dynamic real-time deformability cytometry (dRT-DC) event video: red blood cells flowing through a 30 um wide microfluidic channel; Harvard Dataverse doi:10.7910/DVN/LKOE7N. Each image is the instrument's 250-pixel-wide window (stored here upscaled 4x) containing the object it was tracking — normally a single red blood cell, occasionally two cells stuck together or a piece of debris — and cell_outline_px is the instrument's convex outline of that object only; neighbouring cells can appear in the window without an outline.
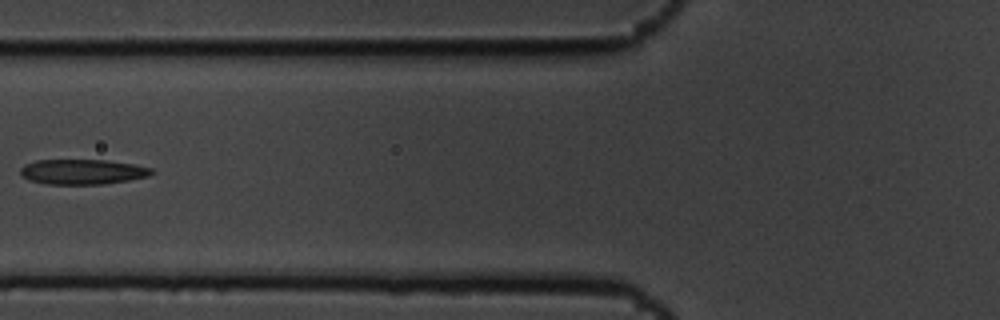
{"species": "common noctule bat (a hibernating species)", "species_latin": "Nyctalus noctula", "temperature_condition": "cold", "stored_images_in_passage": 10, "camera_frame_rate_fps": 3000, "um_per_image_px": 0.085, "animal": {"sex": "male", "body_mass_g": 19.5, "forearm_length_mm": 54.6}, "frame": {"image": 1, "passage_image": 6, "time_ms": 1.667, "image_size_px": [1000, 320], "cell_outline_px": [[156, 172], [148, 176], [128, 180], [104, 184], [44, 184], [28, 180], [20, 176], [20, 168], [24, 164], [36, 160], [108, 160], [132, 164], [152, 168]], "centroid_in_image_um": [6.97, 14.6], "position_along_channel_um": 118.8, "area_um2": 19.36}}
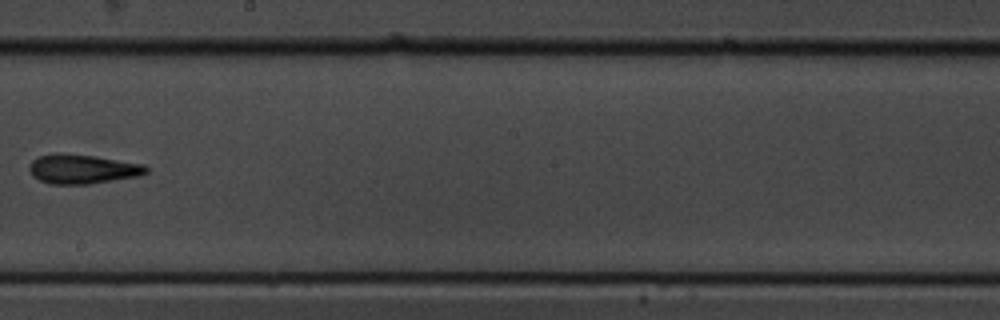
{"frame": {"image": 2, "passage_image": 9, "time_ms": 2.667, "image_size_px": [1000, 320], "cell_outline_px": [[148, 172], [140, 176], [92, 184], [48, 184], [32, 176], [28, 168], [32, 160], [40, 156], [52, 152], [60, 152], [92, 156], [144, 164], [148, 168]], "centroid_in_image_um": [6.99, 14.37], "position_along_channel_um": 241.2, "area_um2": 20.23}}
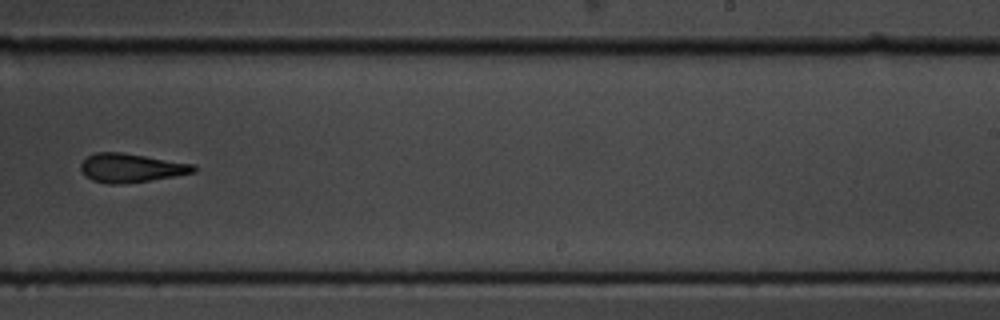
{"frame": {"image": 3, "passage_image": 10, "time_ms": 3.0, "image_size_px": [1000, 320], "cell_outline_px": [[196, 172], [176, 176], [120, 184], [108, 184], [92, 180], [84, 176], [80, 168], [80, 164], [88, 156], [96, 152], [120, 152], [196, 164]], "centroid_in_image_um": [11.14, 14.27], "position_along_channel_um": 277.9, "area_um2": 18.96}}